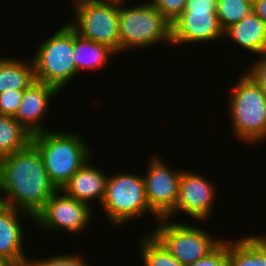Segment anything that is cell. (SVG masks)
Wrapping results in <instances>:
<instances>
[{
  "mask_svg": "<svg viewBox=\"0 0 266 266\" xmlns=\"http://www.w3.org/2000/svg\"><path fill=\"white\" fill-rule=\"evenodd\" d=\"M0 188L4 205L33 217L58 191L49 179L40 152L32 143L0 159Z\"/></svg>",
  "mask_w": 266,
  "mask_h": 266,
  "instance_id": "6da1fadb",
  "label": "cell"
},
{
  "mask_svg": "<svg viewBox=\"0 0 266 266\" xmlns=\"http://www.w3.org/2000/svg\"><path fill=\"white\" fill-rule=\"evenodd\" d=\"M84 140L79 133L51 129L32 136L31 143L40 152L49 179L58 190L92 157L93 147Z\"/></svg>",
  "mask_w": 266,
  "mask_h": 266,
  "instance_id": "7a4b0ae2",
  "label": "cell"
},
{
  "mask_svg": "<svg viewBox=\"0 0 266 266\" xmlns=\"http://www.w3.org/2000/svg\"><path fill=\"white\" fill-rule=\"evenodd\" d=\"M239 76L226 104L231 132L245 144H260L266 141V93L245 71Z\"/></svg>",
  "mask_w": 266,
  "mask_h": 266,
  "instance_id": "3957f363",
  "label": "cell"
},
{
  "mask_svg": "<svg viewBox=\"0 0 266 266\" xmlns=\"http://www.w3.org/2000/svg\"><path fill=\"white\" fill-rule=\"evenodd\" d=\"M125 1L119 0L120 53L155 47L158 42L171 45V24L149 0L134 6Z\"/></svg>",
  "mask_w": 266,
  "mask_h": 266,
  "instance_id": "277c9868",
  "label": "cell"
},
{
  "mask_svg": "<svg viewBox=\"0 0 266 266\" xmlns=\"http://www.w3.org/2000/svg\"><path fill=\"white\" fill-rule=\"evenodd\" d=\"M108 176L106 193L101 203L105 217L112 226H122L147 214L158 222L160 218L150 209L142 174L117 172ZM125 223V224H124Z\"/></svg>",
  "mask_w": 266,
  "mask_h": 266,
  "instance_id": "5b68a950",
  "label": "cell"
},
{
  "mask_svg": "<svg viewBox=\"0 0 266 266\" xmlns=\"http://www.w3.org/2000/svg\"><path fill=\"white\" fill-rule=\"evenodd\" d=\"M57 30L53 36L39 43L32 61L36 80L61 92L79 73L73 58V28L65 22Z\"/></svg>",
  "mask_w": 266,
  "mask_h": 266,
  "instance_id": "8992f818",
  "label": "cell"
},
{
  "mask_svg": "<svg viewBox=\"0 0 266 266\" xmlns=\"http://www.w3.org/2000/svg\"><path fill=\"white\" fill-rule=\"evenodd\" d=\"M75 20L67 23L82 37L120 53L119 0H72Z\"/></svg>",
  "mask_w": 266,
  "mask_h": 266,
  "instance_id": "52a82bcc",
  "label": "cell"
},
{
  "mask_svg": "<svg viewBox=\"0 0 266 266\" xmlns=\"http://www.w3.org/2000/svg\"><path fill=\"white\" fill-rule=\"evenodd\" d=\"M178 222L161 218L155 222L158 225L150 233L185 266L207 256L224 240L220 237L217 239L202 227Z\"/></svg>",
  "mask_w": 266,
  "mask_h": 266,
  "instance_id": "ba28073f",
  "label": "cell"
},
{
  "mask_svg": "<svg viewBox=\"0 0 266 266\" xmlns=\"http://www.w3.org/2000/svg\"><path fill=\"white\" fill-rule=\"evenodd\" d=\"M216 10L217 0H187L185 10L171 24V44L182 46L222 39L224 31Z\"/></svg>",
  "mask_w": 266,
  "mask_h": 266,
  "instance_id": "9c48e42d",
  "label": "cell"
},
{
  "mask_svg": "<svg viewBox=\"0 0 266 266\" xmlns=\"http://www.w3.org/2000/svg\"><path fill=\"white\" fill-rule=\"evenodd\" d=\"M91 209V205L68 197L62 190H58L34 216V224L47 232L59 230L78 234L91 224Z\"/></svg>",
  "mask_w": 266,
  "mask_h": 266,
  "instance_id": "30bf717a",
  "label": "cell"
},
{
  "mask_svg": "<svg viewBox=\"0 0 266 266\" xmlns=\"http://www.w3.org/2000/svg\"><path fill=\"white\" fill-rule=\"evenodd\" d=\"M147 164V172L142 175L149 207L160 219L166 218L175 209L183 170L172 169L157 154H151Z\"/></svg>",
  "mask_w": 266,
  "mask_h": 266,
  "instance_id": "8fae6325",
  "label": "cell"
},
{
  "mask_svg": "<svg viewBox=\"0 0 266 266\" xmlns=\"http://www.w3.org/2000/svg\"><path fill=\"white\" fill-rule=\"evenodd\" d=\"M217 186L212 181L196 174L193 171L183 169L179 181V195L175 209L166 217L174 220L179 212L196 221H206L212 217L217 197ZM175 215V216H174Z\"/></svg>",
  "mask_w": 266,
  "mask_h": 266,
  "instance_id": "7c38bea8",
  "label": "cell"
},
{
  "mask_svg": "<svg viewBox=\"0 0 266 266\" xmlns=\"http://www.w3.org/2000/svg\"><path fill=\"white\" fill-rule=\"evenodd\" d=\"M60 91L44 82L34 81L24 90V94L14 118L33 136L35 134L48 131L45 114L50 108L53 98ZM45 123V124H44Z\"/></svg>",
  "mask_w": 266,
  "mask_h": 266,
  "instance_id": "4fadbf2b",
  "label": "cell"
},
{
  "mask_svg": "<svg viewBox=\"0 0 266 266\" xmlns=\"http://www.w3.org/2000/svg\"><path fill=\"white\" fill-rule=\"evenodd\" d=\"M24 215L34 222V217L23 210L6 205L0 208V262L2 264H16L29 260L24 253L23 233L25 232L20 222Z\"/></svg>",
  "mask_w": 266,
  "mask_h": 266,
  "instance_id": "5bb4252c",
  "label": "cell"
},
{
  "mask_svg": "<svg viewBox=\"0 0 266 266\" xmlns=\"http://www.w3.org/2000/svg\"><path fill=\"white\" fill-rule=\"evenodd\" d=\"M89 159L80 169H78L70 178V180L61 188V190L71 198L91 205L90 202L98 200L100 205L106 193V184L108 176L97 168L94 164H90Z\"/></svg>",
  "mask_w": 266,
  "mask_h": 266,
  "instance_id": "9a60e30c",
  "label": "cell"
},
{
  "mask_svg": "<svg viewBox=\"0 0 266 266\" xmlns=\"http://www.w3.org/2000/svg\"><path fill=\"white\" fill-rule=\"evenodd\" d=\"M224 38L232 39L235 45H239L248 53L250 51L252 55H263L266 52V23L251 12L240 22L227 28Z\"/></svg>",
  "mask_w": 266,
  "mask_h": 266,
  "instance_id": "2e32d148",
  "label": "cell"
},
{
  "mask_svg": "<svg viewBox=\"0 0 266 266\" xmlns=\"http://www.w3.org/2000/svg\"><path fill=\"white\" fill-rule=\"evenodd\" d=\"M229 266H266V234L227 239Z\"/></svg>",
  "mask_w": 266,
  "mask_h": 266,
  "instance_id": "e0dca14e",
  "label": "cell"
},
{
  "mask_svg": "<svg viewBox=\"0 0 266 266\" xmlns=\"http://www.w3.org/2000/svg\"><path fill=\"white\" fill-rule=\"evenodd\" d=\"M73 54L79 75L87 70L102 68L116 53L107 45L99 44L79 35L73 29ZM83 71V72H82Z\"/></svg>",
  "mask_w": 266,
  "mask_h": 266,
  "instance_id": "ac0fdd59",
  "label": "cell"
},
{
  "mask_svg": "<svg viewBox=\"0 0 266 266\" xmlns=\"http://www.w3.org/2000/svg\"><path fill=\"white\" fill-rule=\"evenodd\" d=\"M34 81L35 70L32 59L21 60L0 56V93L8 90H25Z\"/></svg>",
  "mask_w": 266,
  "mask_h": 266,
  "instance_id": "d6986e66",
  "label": "cell"
},
{
  "mask_svg": "<svg viewBox=\"0 0 266 266\" xmlns=\"http://www.w3.org/2000/svg\"><path fill=\"white\" fill-rule=\"evenodd\" d=\"M32 135L13 117L0 115V159L25 149Z\"/></svg>",
  "mask_w": 266,
  "mask_h": 266,
  "instance_id": "ffe728a7",
  "label": "cell"
},
{
  "mask_svg": "<svg viewBox=\"0 0 266 266\" xmlns=\"http://www.w3.org/2000/svg\"><path fill=\"white\" fill-rule=\"evenodd\" d=\"M137 239V246L140 247L144 262L142 266H185L174 258L151 233L140 235Z\"/></svg>",
  "mask_w": 266,
  "mask_h": 266,
  "instance_id": "44dd1931",
  "label": "cell"
},
{
  "mask_svg": "<svg viewBox=\"0 0 266 266\" xmlns=\"http://www.w3.org/2000/svg\"><path fill=\"white\" fill-rule=\"evenodd\" d=\"M253 12V0H217L216 14L223 31Z\"/></svg>",
  "mask_w": 266,
  "mask_h": 266,
  "instance_id": "7402d4cb",
  "label": "cell"
},
{
  "mask_svg": "<svg viewBox=\"0 0 266 266\" xmlns=\"http://www.w3.org/2000/svg\"><path fill=\"white\" fill-rule=\"evenodd\" d=\"M33 266H91L81 254H63L48 258H29Z\"/></svg>",
  "mask_w": 266,
  "mask_h": 266,
  "instance_id": "603a6c76",
  "label": "cell"
},
{
  "mask_svg": "<svg viewBox=\"0 0 266 266\" xmlns=\"http://www.w3.org/2000/svg\"><path fill=\"white\" fill-rule=\"evenodd\" d=\"M187 0H150L149 2L172 24L185 10Z\"/></svg>",
  "mask_w": 266,
  "mask_h": 266,
  "instance_id": "cb8c5ba5",
  "label": "cell"
},
{
  "mask_svg": "<svg viewBox=\"0 0 266 266\" xmlns=\"http://www.w3.org/2000/svg\"><path fill=\"white\" fill-rule=\"evenodd\" d=\"M187 266H229L227 239H224L211 253Z\"/></svg>",
  "mask_w": 266,
  "mask_h": 266,
  "instance_id": "d4e9b609",
  "label": "cell"
},
{
  "mask_svg": "<svg viewBox=\"0 0 266 266\" xmlns=\"http://www.w3.org/2000/svg\"><path fill=\"white\" fill-rule=\"evenodd\" d=\"M24 90H8L0 93V115L15 116Z\"/></svg>",
  "mask_w": 266,
  "mask_h": 266,
  "instance_id": "484cf974",
  "label": "cell"
},
{
  "mask_svg": "<svg viewBox=\"0 0 266 266\" xmlns=\"http://www.w3.org/2000/svg\"><path fill=\"white\" fill-rule=\"evenodd\" d=\"M245 72L250 75L266 93V55H260Z\"/></svg>",
  "mask_w": 266,
  "mask_h": 266,
  "instance_id": "4316f807",
  "label": "cell"
},
{
  "mask_svg": "<svg viewBox=\"0 0 266 266\" xmlns=\"http://www.w3.org/2000/svg\"><path fill=\"white\" fill-rule=\"evenodd\" d=\"M253 12L266 23V0H253Z\"/></svg>",
  "mask_w": 266,
  "mask_h": 266,
  "instance_id": "83f0119b",
  "label": "cell"
},
{
  "mask_svg": "<svg viewBox=\"0 0 266 266\" xmlns=\"http://www.w3.org/2000/svg\"><path fill=\"white\" fill-rule=\"evenodd\" d=\"M0 266H33L30 260L16 264H1Z\"/></svg>",
  "mask_w": 266,
  "mask_h": 266,
  "instance_id": "f1b7e54d",
  "label": "cell"
},
{
  "mask_svg": "<svg viewBox=\"0 0 266 266\" xmlns=\"http://www.w3.org/2000/svg\"><path fill=\"white\" fill-rule=\"evenodd\" d=\"M0 193H1V188H0ZM4 205L2 194H0V208Z\"/></svg>",
  "mask_w": 266,
  "mask_h": 266,
  "instance_id": "f546056e",
  "label": "cell"
}]
</instances>
